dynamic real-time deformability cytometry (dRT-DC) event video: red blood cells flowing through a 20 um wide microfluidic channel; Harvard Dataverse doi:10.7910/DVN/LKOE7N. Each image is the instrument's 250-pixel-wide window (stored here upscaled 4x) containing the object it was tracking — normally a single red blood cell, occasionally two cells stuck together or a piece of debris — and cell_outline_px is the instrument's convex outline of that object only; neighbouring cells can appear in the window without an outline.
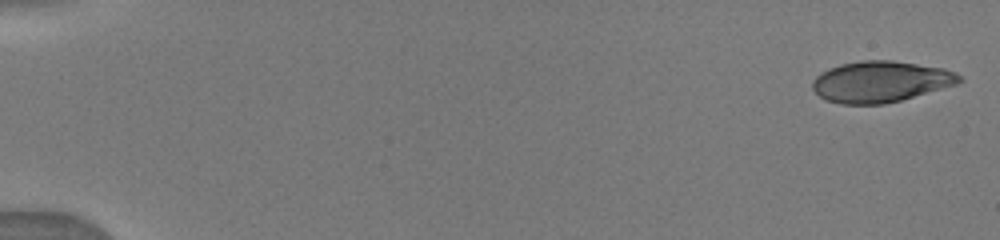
{"species": "human", "species_latin": "Homo sapiens", "temperature_condition": "warm", "stored_images_in_passage": 49, "camera_frame_rate_fps": 3000, "um_per_image_px": 0.085, "donor": {"sex": "male"}, "frame": {"image": 1, "passage_image": 1, "time_ms": 0.0, "image_size_px": [1000, 240], "cell_outline_px": [[964, 80], [956, 84], [900, 100], [884, 104], [840, 104], [824, 100], [812, 88], [812, 80], [820, 72], [828, 68], [840, 64], [860, 60], [892, 60], [944, 68], [956, 72]], "centroid_in_image_um": [74.81, 6.93], "position_along_channel_um": 10.2, "area_um2": 35.26}}
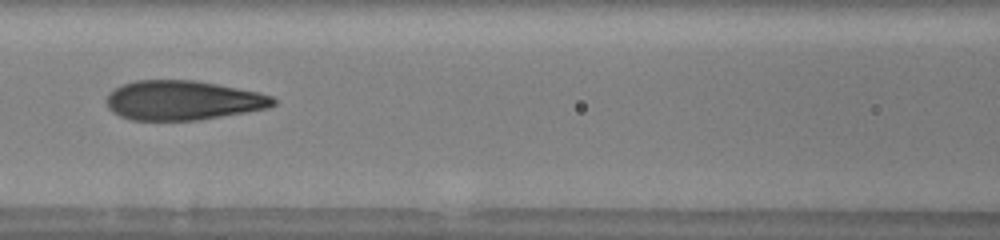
{"frame": {"image": 2, "passage_image": 21, "time_ms": 7.667, "image_size_px": [1000, 240], "cell_outline_px": [[276, 104], [268, 108], [200, 120], [132, 120], [120, 116], [112, 112], [108, 108], [104, 100], [116, 88], [124, 84], [136, 80], [196, 80], [260, 92], [272, 96], [276, 100]], "centroid_in_image_um": [15.56, 8.53], "position_along_channel_um": 151.0, "area_um2": 38.44}}
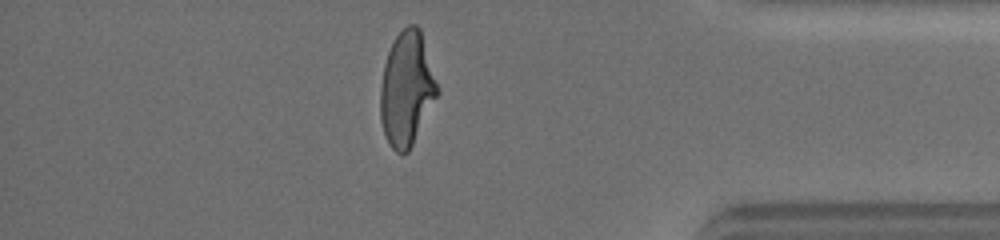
{"frame": {"image": 3, "passage_image": 42, "time_ms": 14.333, "image_size_px": [1000, 240], "cell_outline_px": [[440, 92], [408, 152], [396, 152], [388, 144], [380, 120], [380, 84], [384, 64], [388, 52], [396, 36], [408, 24], [416, 24], [420, 28]], "centroid_in_image_um": [34.56, 7.55], "position_along_channel_um": 400.6, "area_um2": 37.8}}